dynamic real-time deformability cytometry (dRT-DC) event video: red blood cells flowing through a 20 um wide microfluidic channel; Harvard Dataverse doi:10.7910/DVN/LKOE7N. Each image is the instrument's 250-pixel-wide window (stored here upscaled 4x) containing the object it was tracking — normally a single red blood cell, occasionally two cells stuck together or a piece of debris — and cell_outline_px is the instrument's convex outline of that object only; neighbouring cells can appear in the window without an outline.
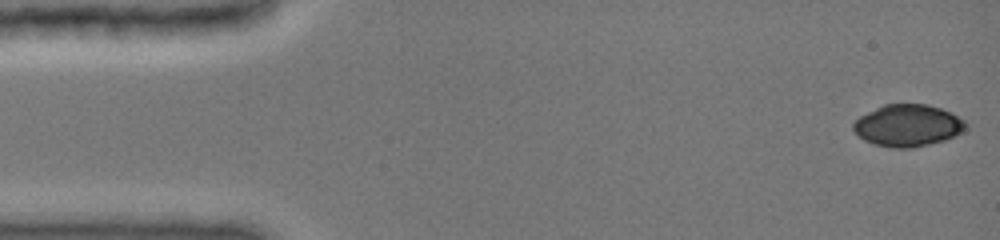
{"species": "common noctule bat (a hibernating species)", "species_latin": "Nyctalus noctula", "temperature_condition": "cold", "stored_images_in_passage": 47, "camera_frame_rate_fps": 3000, "um_per_image_px": 0.085, "animal": {"sex": "female", "body_mass_g": 19.0, "forearm_length_mm": 51.5}, "frame": {"image": 1, "passage_image": 1, "time_ms": 0.0, "image_size_px": [1000, 240], "cell_outline_px": [[968, 124], [964, 132], [956, 136], [944, 140], [912, 148], [892, 148], [876, 144], [864, 140], [852, 128], [852, 124], [860, 116], [884, 104], [928, 104], [952, 112], [964, 120]], "centroid_in_image_um": [77.2, 10.66], "position_along_channel_um": 7.8, "area_um2": 27.51}}
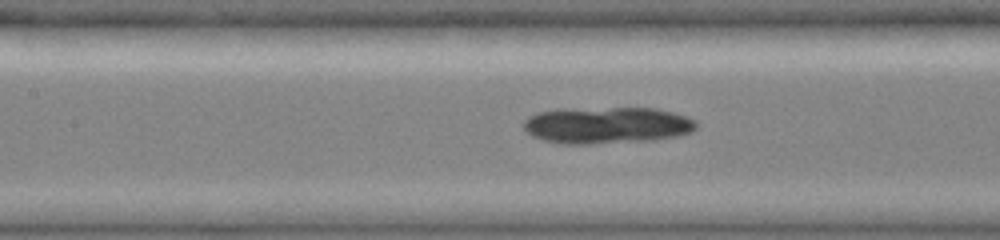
{"frame": {"image": 2, "passage_image": 21, "time_ms": 6.667, "image_size_px": [1000, 240], "cell_outline_px": [[696, 128], [692, 132], [680, 136], [652, 140], [588, 144], [564, 144], [544, 140], [532, 136], [524, 128], [524, 120], [528, 116], [536, 112], [556, 108], [656, 108], [672, 112], [696, 120]], "centroid_in_image_um": [51.57, 10.63], "position_along_channel_um": 155.8, "area_um2": 37.28}}
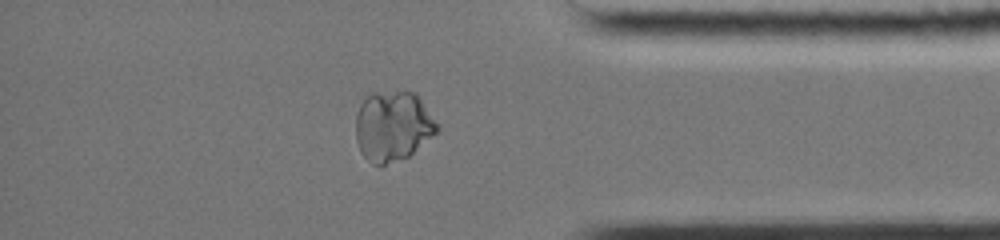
{"frame": {"image": 3, "passage_image": 40, "time_ms": 13.0, "image_size_px": [1000, 240], "cell_outline_px": [[440, 128], [436, 132], [408, 156], [384, 164], [372, 164], [364, 156], [356, 140], [356, 116], [360, 104], [368, 92], [416, 92], [440, 124]], "centroid_in_image_um": [33.4, 10.68], "position_along_channel_um": 401.8, "area_um2": 33.18}}